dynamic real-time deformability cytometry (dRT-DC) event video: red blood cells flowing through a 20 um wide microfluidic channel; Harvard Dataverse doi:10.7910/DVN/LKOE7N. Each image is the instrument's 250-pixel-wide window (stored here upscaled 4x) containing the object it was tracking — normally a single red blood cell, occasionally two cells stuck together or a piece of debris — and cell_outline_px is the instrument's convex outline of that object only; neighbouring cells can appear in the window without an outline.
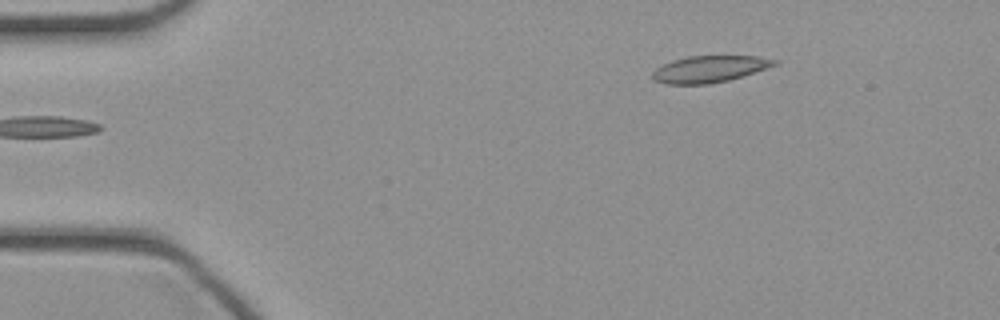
{"species": "common noctule bat (a hibernating species)", "species_latin": "Nyctalus noctula", "temperature_condition": "cold", "stored_images_in_passage": 40, "camera_frame_rate_fps": 3000, "um_per_image_px": 0.085, "animal": {"sex": "female", "body_mass_g": 21.9}, "frame": {"image": 1, "passage_image": 1, "time_ms": 0.0, "image_size_px": [1000, 320], "cell_outline_px": [[780, 64], [768, 68], [728, 80], [708, 84], [664, 84], [652, 80], [652, 72], [656, 68], [672, 60], [688, 56], [756, 56], [780, 60]], "centroid_in_image_um": [60.32, 5.87], "position_along_channel_um": 24.7, "area_um2": 19.07}}
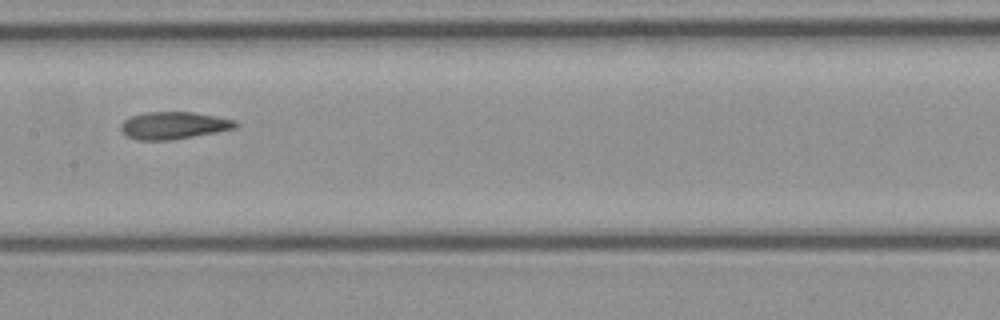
{"frame": {"image": 2, "passage_image": 17, "time_ms": 5.333, "image_size_px": [1000, 320], "cell_outline_px": [[240, 124], [236, 128], [216, 132], [172, 140], [136, 140], [128, 136], [120, 128], [120, 124], [124, 120], [132, 116], [144, 112], [192, 112], [216, 116], [236, 120]], "centroid_in_image_um": [14.78, 10.66], "position_along_channel_um": 192.6, "area_um2": 18.26}}
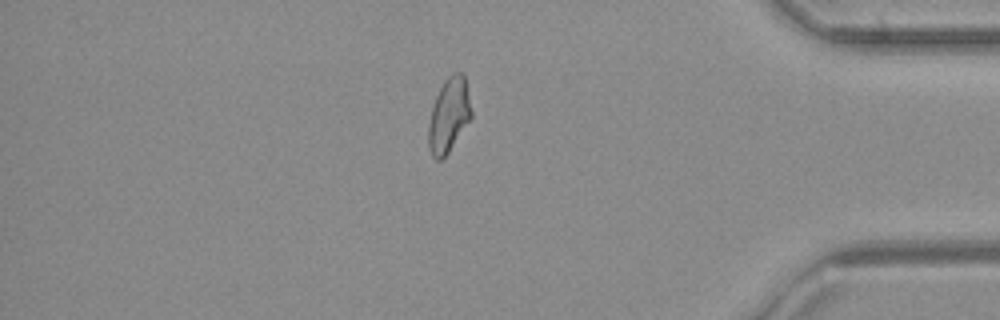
{"frame": {"image": 3, "passage_image": 33, "time_ms": 10.667, "image_size_px": [1000, 320], "cell_outline_px": [[472, 116], [448, 152], [440, 160], [436, 160], [432, 156], [428, 148], [428, 124], [432, 108], [436, 96], [444, 80], [452, 72], [460, 72], [464, 76], [472, 112]], "centroid_in_image_um": [38.13, 9.79], "position_along_channel_um": 397.1, "area_um2": 18.32}}